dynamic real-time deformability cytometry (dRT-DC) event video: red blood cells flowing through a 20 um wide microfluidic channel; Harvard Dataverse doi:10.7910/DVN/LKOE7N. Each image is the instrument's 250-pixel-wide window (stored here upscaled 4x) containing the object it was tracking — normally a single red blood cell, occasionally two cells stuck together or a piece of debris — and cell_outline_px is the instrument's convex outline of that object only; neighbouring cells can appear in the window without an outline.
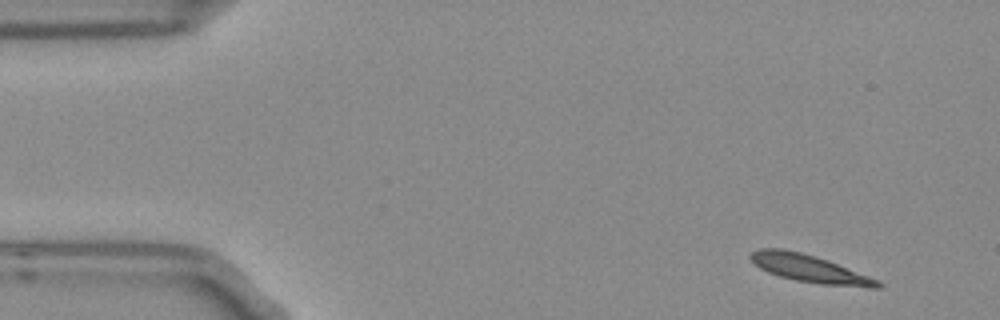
{"species": "Egyptian fruit bat (a non-hibernating species)", "species_latin": "Rousettus aegyptiacus", "temperature_condition": "room temperature", "stored_images_in_passage": 3, "camera_frame_rate_fps": 3000, "um_per_image_px": 0.085, "frame": {"image": 1, "passage_image": 1, "time_ms": 0.0, "image_size_px": [1000, 320], "cell_outline_px": [[884, 284], [880, 288], [868, 288], [820, 284], [796, 280], [780, 276], [768, 272], [760, 268], [748, 256], [752, 252], [760, 248], [780, 248], [800, 252], [816, 256], [828, 260], [868, 276]], "centroid_in_image_um": [68.82, 22.84], "position_along_channel_um": 16.2, "area_um2": 20.23}}